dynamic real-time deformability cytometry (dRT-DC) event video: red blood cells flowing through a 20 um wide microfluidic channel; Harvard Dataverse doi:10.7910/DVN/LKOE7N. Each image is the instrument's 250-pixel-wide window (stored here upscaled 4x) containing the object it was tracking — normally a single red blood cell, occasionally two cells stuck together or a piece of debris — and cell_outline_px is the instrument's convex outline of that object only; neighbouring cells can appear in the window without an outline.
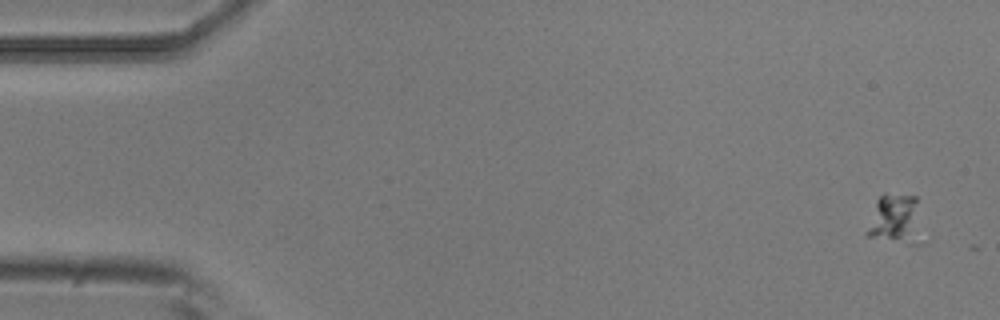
{"species": "common noctule bat (a hibernating species)", "species_latin": "Nyctalus noctula", "temperature_condition": "room temperature", "stored_images_in_passage": 5, "camera_frame_rate_fps": 3000, "um_per_image_px": 0.085, "animal": {"sex": "male", "body_mass_g": 20.5, "forearm_length_mm": 52.5}, "frame": {"image": 1, "passage_image": 1, "time_ms": 0.0, "image_size_px": [1000, 320], "cell_outline_px": [[916, 244], [912, 244], [864, 236], [864, 232], [876, 200], [884, 192], [916, 196]], "centroid_in_image_um": [75.95, 18.58], "position_along_channel_um": 9.1, "area_um2": 15.37}}
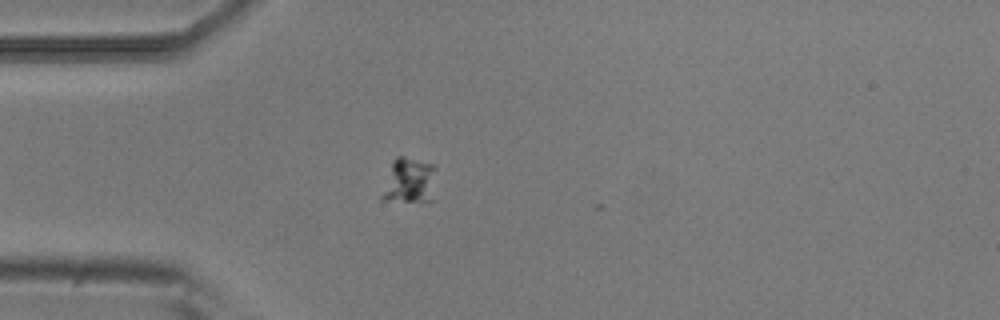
{"frame": {"image": 2, "passage_image": 5, "time_ms": 1.333, "image_size_px": [1000, 320], "cell_outline_px": [[436, 200], [420, 204], [380, 200], [380, 196], [392, 164], [396, 156], [404, 156], [432, 164]], "centroid_in_image_um": [34.8, 15.47], "position_along_channel_um": 50.2, "area_um2": 14.85}}